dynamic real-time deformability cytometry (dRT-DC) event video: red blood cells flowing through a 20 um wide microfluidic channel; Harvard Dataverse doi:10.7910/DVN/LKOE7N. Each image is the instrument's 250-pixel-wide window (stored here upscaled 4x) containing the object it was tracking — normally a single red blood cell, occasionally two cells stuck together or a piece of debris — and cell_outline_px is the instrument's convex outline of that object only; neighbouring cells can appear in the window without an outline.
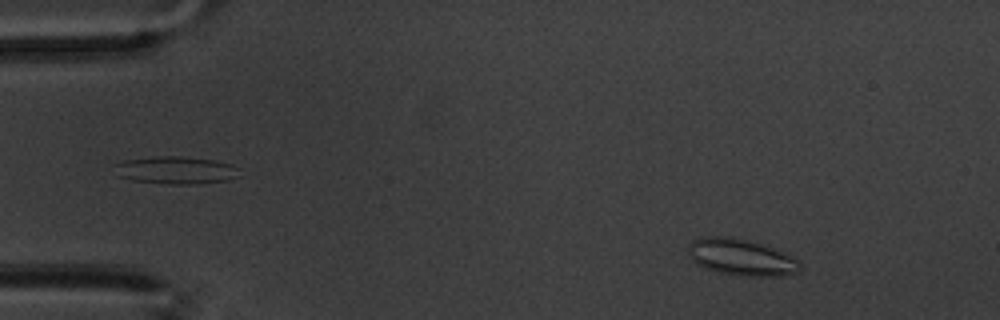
{"species": "common noctule bat (a hibernating species)", "species_latin": "Nyctalus noctula", "temperature_condition": "warm", "stored_images_in_passage": 59, "camera_frame_rate_fps": 3000, "um_per_image_px": 0.085, "animal": {"sex": "male", "body_mass_g": 20.1, "forearm_length_mm": 53.5}, "frame": {"image": 1, "passage_image": 7, "time_ms": 2.0, "image_size_px": [1000, 320], "cell_outline_px": [[800, 272], [784, 276], [744, 276], [720, 272], [704, 268], [696, 264], [688, 256], [688, 244], [692, 240], [704, 236], [728, 236], [748, 240], [764, 244], [796, 260], [800, 264]], "centroid_in_image_um": [62.94, 21.86], "position_along_channel_um": 22.1, "area_um2": 23.81}}
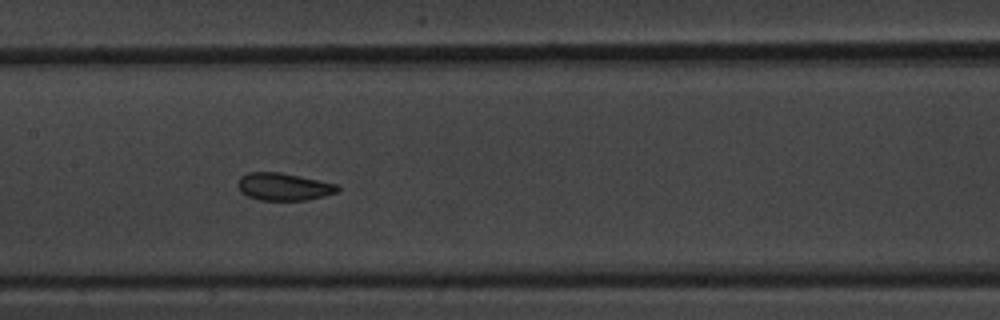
{"frame": {"image": 2, "passage_image": 29, "time_ms": 9.333, "image_size_px": [1000, 320], "cell_outline_px": [[340, 188], [336, 192], [324, 196], [308, 200], [260, 200], [248, 196], [240, 192], [236, 184], [240, 176], [248, 172], [280, 172], [336, 184]], "centroid_in_image_um": [24.06, 15.87], "position_along_channel_um": 183.3, "area_um2": 15.95}}
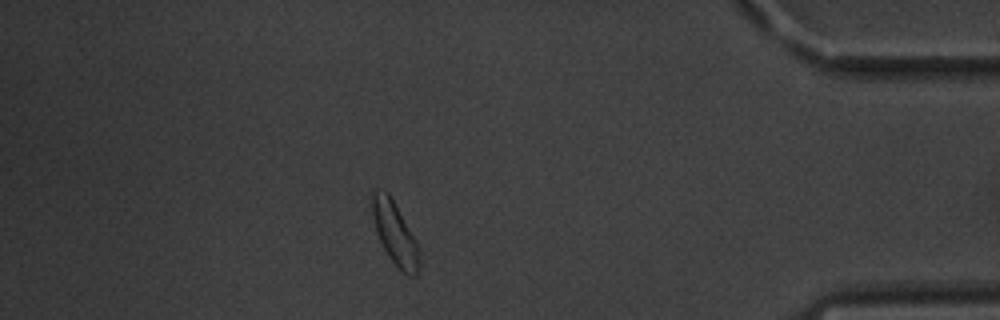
{"frame": {"image": 3, "passage_image": 52, "time_ms": 17.0, "image_size_px": [1000, 320], "cell_outline_px": [[420, 268], [416, 276], [408, 276], [400, 272], [388, 256], [376, 232], [372, 216], [372, 192], [376, 188], [388, 192], [416, 240], [420, 252]], "centroid_in_image_um": [33.58, 19.89], "position_along_channel_um": 401.6, "area_um2": 17.4}, "authors_computed_cell_mechanics": {"area_um2": 16.9932, "velocity_mm_per_s": 3.3535, "shape_relaxation_time_tau1_ms": 3.558, "shape_relaxation_time_tau2_ms": 3.0705, "deformation_change_tau1": 0.0772, "deformation_change_tau2": 0.0842}}